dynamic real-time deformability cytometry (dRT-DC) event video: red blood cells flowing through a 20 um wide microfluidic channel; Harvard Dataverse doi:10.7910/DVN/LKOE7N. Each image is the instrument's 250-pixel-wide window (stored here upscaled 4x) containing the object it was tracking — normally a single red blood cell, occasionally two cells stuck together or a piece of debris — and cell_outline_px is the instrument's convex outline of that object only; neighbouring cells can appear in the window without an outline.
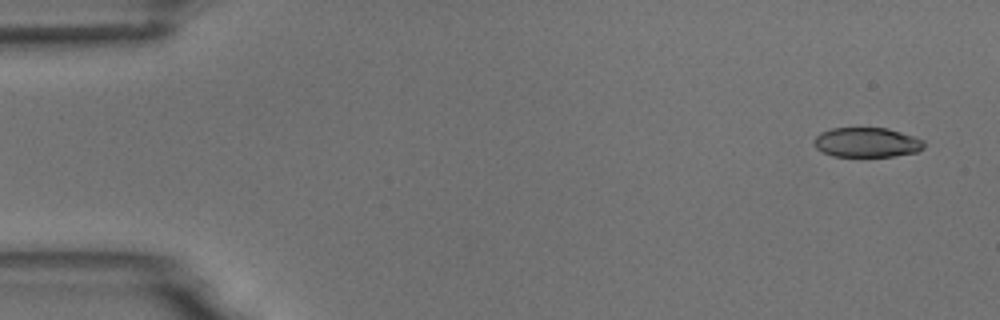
{"species": "common noctule bat (a hibernating species)", "species_latin": "Nyctalus noctula", "temperature_condition": "room temperature", "stored_images_in_passage": 6, "camera_frame_rate_fps": 3000, "um_per_image_px": 0.085, "animal": {"sex": "male", "body_mass_g": 18.8}, "frame": {"image": 1, "passage_image": 1, "time_ms": 0.0, "image_size_px": [1000, 320], "cell_outline_px": [[924, 148], [916, 152], [892, 156], [832, 156], [816, 148], [812, 140], [820, 132], [832, 128], [888, 128], [916, 136], [924, 140]], "centroid_in_image_um": [73.69, 12.09], "position_along_channel_um": 11.3, "area_um2": 19.13}}
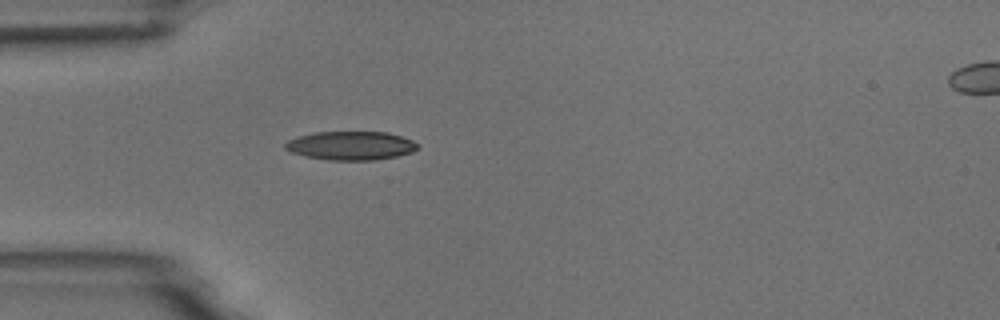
{"frame": {"image": 2, "passage_image": 5, "time_ms": 4.333, "image_size_px": [1000, 320], "cell_outline_px": [[420, 148], [412, 152], [396, 156], [376, 160], [328, 160], [304, 156], [292, 152], [284, 148], [284, 144], [288, 140], [300, 136], [316, 132], [388, 132], [412, 140], [420, 144]], "centroid_in_image_um": [29.85, 12.38], "position_along_channel_um": 55.1, "area_um2": 22.2}}